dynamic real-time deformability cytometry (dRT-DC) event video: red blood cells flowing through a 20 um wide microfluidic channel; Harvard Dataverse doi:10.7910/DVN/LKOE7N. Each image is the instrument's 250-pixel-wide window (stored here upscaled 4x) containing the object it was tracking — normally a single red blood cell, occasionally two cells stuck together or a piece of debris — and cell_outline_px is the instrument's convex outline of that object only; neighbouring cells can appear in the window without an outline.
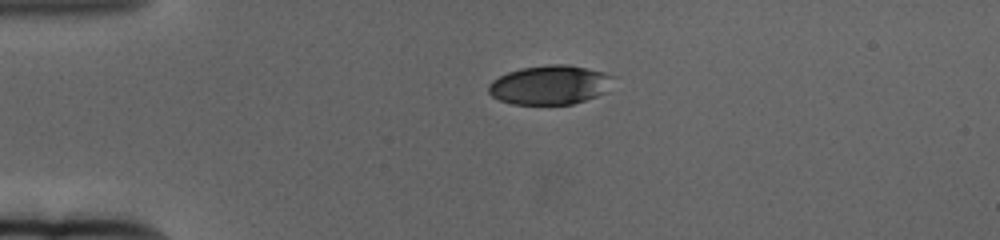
{"species": "human", "species_latin": "Homo sapiens", "temperature_condition": "cold", "stored_images_in_passage": 48, "camera_frame_rate_fps": 3000, "um_per_image_px": 0.085, "donor": {"sex": "female"}, "frame": {"image": 1, "passage_image": 1, "time_ms": 0.0, "image_size_px": [1000, 240], "cell_outline_px": [[616, 76], [608, 92], [572, 104], [512, 104], [500, 100], [492, 96], [488, 92], [488, 84], [492, 80], [508, 72], [520, 68], [548, 64], [568, 64], [604, 72]], "centroid_in_image_um": [46.77, 7.21], "position_along_channel_um": 38.2, "area_um2": 28.73}}
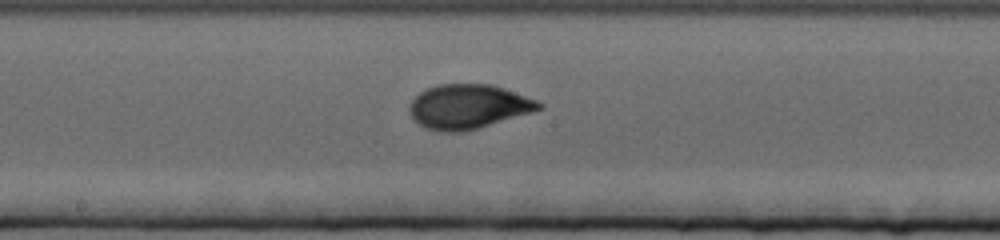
{"frame": {"image": 2, "passage_image": 20, "time_ms": 6.333, "image_size_px": [1000, 240], "cell_outline_px": [[544, 108], [532, 112], [480, 128], [460, 132], [440, 132], [424, 128], [412, 116], [408, 108], [412, 100], [420, 92], [428, 88], [440, 84], [492, 84], [504, 88], [536, 100], [544, 104]], "centroid_in_image_um": [39.82, 9.07], "position_along_channel_um": 208.4, "area_um2": 33.47}}
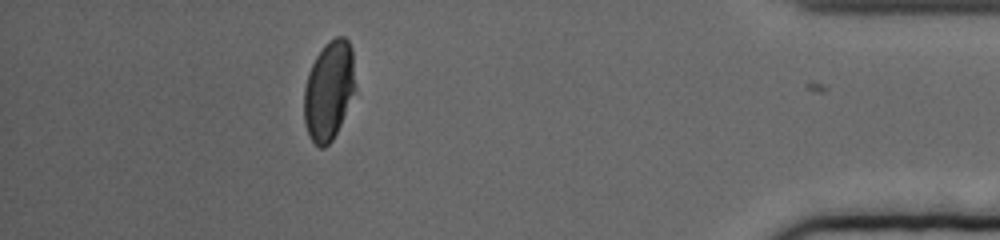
{"frame": {"image": 3, "passage_image": 42, "time_ms": 13.667, "image_size_px": [1000, 240], "cell_outline_px": [[356, 88], [340, 124], [332, 140], [324, 148], [320, 148], [308, 136], [304, 120], [304, 88], [308, 72], [316, 56], [324, 44], [328, 40], [336, 36], [344, 36], [348, 40], [352, 48]], "centroid_in_image_um": [27.95, 7.65], "position_along_channel_um": 407.2, "area_um2": 29.77}, "authors_computed_cell_mechanics": {"area_um2": 32.1657, "velocity_mm_per_s": 3.3146, "shape_relaxation_time_tau1_ms": 4.3149, "shape_relaxation_time_tau2_ms": null, "deformation_change_tau1": 0.1663, "deformation_change_tau2": null}}